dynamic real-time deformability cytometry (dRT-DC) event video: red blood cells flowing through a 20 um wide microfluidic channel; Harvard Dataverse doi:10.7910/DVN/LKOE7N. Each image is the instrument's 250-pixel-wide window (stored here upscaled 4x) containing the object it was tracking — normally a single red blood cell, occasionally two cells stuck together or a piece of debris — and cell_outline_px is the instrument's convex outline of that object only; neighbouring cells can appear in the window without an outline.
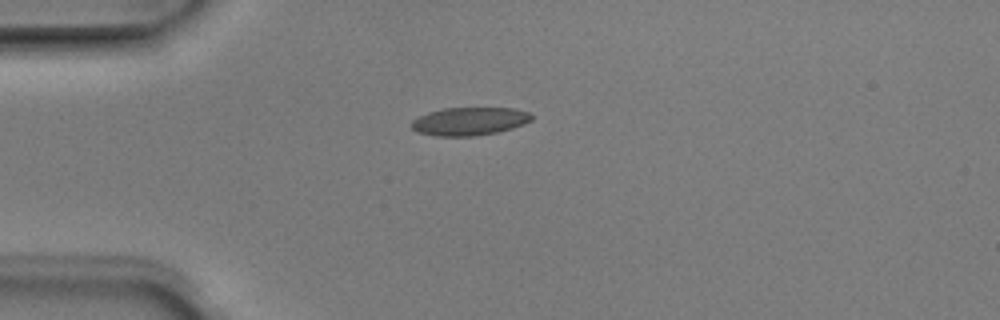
{"species": "Egyptian fruit bat (a non-hibernating species)", "species_latin": "Rousettus aegyptiacus", "temperature_condition": "room temperature", "stored_images_in_passage": 4, "camera_frame_rate_fps": 3000, "um_per_image_px": 0.085, "animal": {"sex": "male"}, "frame": {"image": 1, "passage_image": 1, "time_ms": 0.0, "image_size_px": [1000, 320], "cell_outline_px": [[532, 120], [524, 124], [512, 128], [496, 132], [476, 136], [436, 136], [416, 132], [412, 128], [412, 120], [416, 116], [428, 112], [444, 108], [512, 108], [528, 112], [532, 116]], "centroid_in_image_um": [39.87, 10.31], "position_along_channel_um": 45.1, "area_um2": 19.71}}
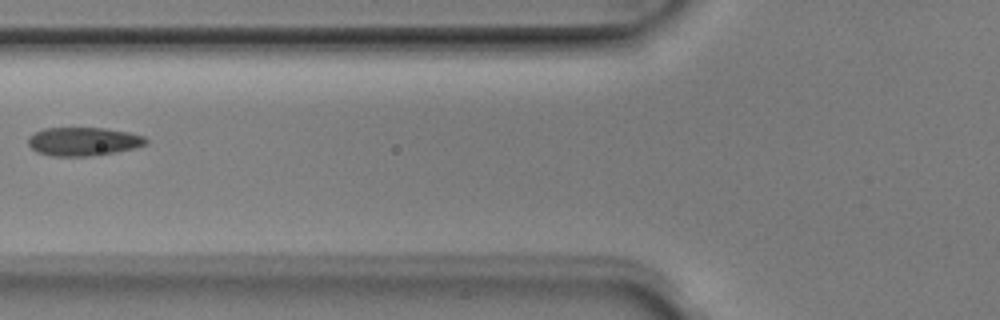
{"frame": {"image": 2, "passage_image": 3, "time_ms": 0.667, "image_size_px": [1000, 320], "cell_outline_px": [[148, 144], [136, 148], [116, 152], [88, 156], [52, 156], [36, 152], [28, 144], [28, 136], [44, 128], [104, 128], [128, 132], [144, 136], [148, 140]], "centroid_in_image_um": [7.1, 12.03], "position_along_channel_um": 118.7, "area_um2": 19.65}}
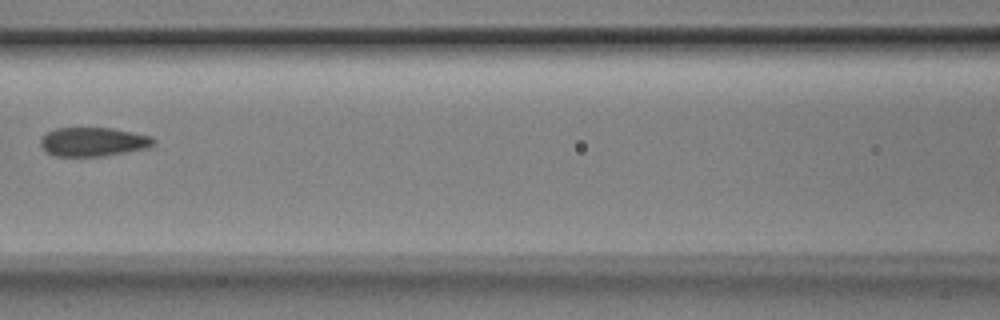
{"frame": {"image": 3, "passage_image": 4, "time_ms": 1.0, "image_size_px": [1000, 320], "cell_outline_px": [[156, 140], [148, 148], [128, 152], [104, 156], [56, 156], [48, 152], [40, 144], [40, 140], [48, 132], [56, 128], [112, 128], [152, 136]], "centroid_in_image_um": [7.96, 12.05], "position_along_channel_um": 158.6, "area_um2": 18.96}}